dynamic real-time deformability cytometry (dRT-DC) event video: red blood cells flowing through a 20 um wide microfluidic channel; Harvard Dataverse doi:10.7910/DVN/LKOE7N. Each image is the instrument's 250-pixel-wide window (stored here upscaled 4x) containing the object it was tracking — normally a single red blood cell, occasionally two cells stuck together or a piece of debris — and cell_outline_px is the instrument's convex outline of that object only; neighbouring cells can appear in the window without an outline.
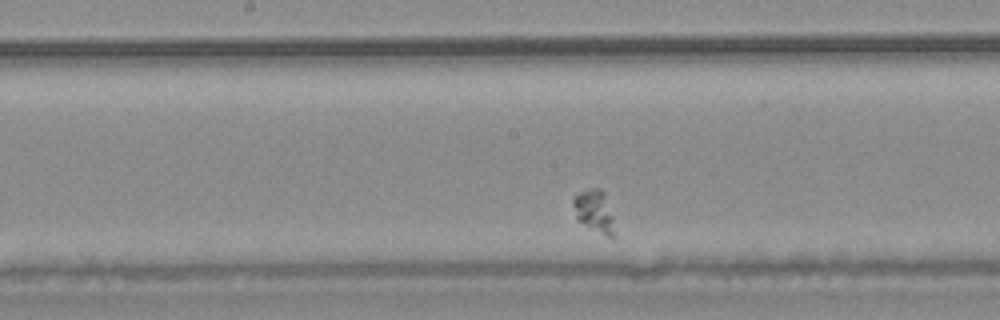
{"species": "common noctule bat (a hibernating species)", "species_latin": "Nyctalus noctula", "temperature_condition": "warm", "stored_images_in_passage": 25, "camera_frame_rate_fps": 3000, "um_per_image_px": 0.085, "animal": {"sex": "male", "body_mass_g": 20.4}, "frame": {"image": 1, "passage_image": 12, "time_ms": 3.667, "image_size_px": [1000, 320], "cell_outline_px": [[616, 236], [608, 236], [576, 220], [572, 204], [572, 196], [588, 188], [600, 188], [604, 192], [612, 216]], "centroid_in_image_um": [50.48, 17.91], "position_along_channel_um": 197.7, "area_um2": 10.17}}